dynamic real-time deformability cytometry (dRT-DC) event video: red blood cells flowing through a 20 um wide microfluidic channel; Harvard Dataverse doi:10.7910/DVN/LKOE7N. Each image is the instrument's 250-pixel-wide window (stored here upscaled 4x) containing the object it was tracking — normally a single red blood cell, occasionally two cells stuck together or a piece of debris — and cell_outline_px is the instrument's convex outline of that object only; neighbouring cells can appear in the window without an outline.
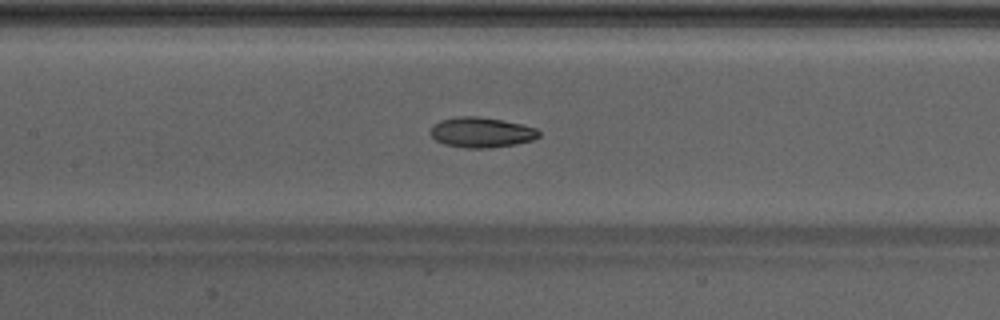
{"species": "Egyptian fruit bat (a non-hibernating species)", "species_latin": "Rousettus aegyptiacus", "temperature_condition": "warm", "stored_images_in_passage": 50, "camera_frame_rate_fps": 3000, "um_per_image_px": 0.085, "animal": {"sex": "male"}, "frame": {"image": 1, "passage_image": 24, "time_ms": 7.667, "image_size_px": [1000, 320], "cell_outline_px": [[540, 136], [532, 140], [516, 144], [488, 148], [464, 148], [444, 144], [436, 140], [428, 132], [432, 124], [440, 120], [456, 116], [480, 116], [520, 124], [536, 128], [540, 132]], "centroid_in_image_um": [40.87, 11.25], "position_along_channel_um": 166.5, "area_um2": 19.25}}
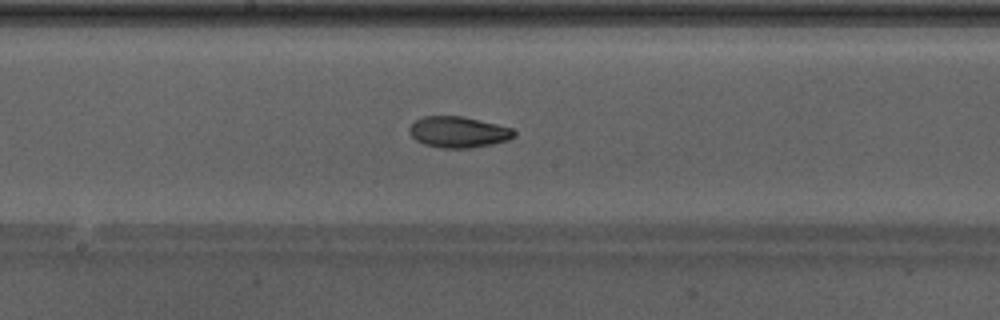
{"frame": {"image": 2, "passage_image": 27, "time_ms": 8.667, "image_size_px": [1000, 320], "cell_outline_px": [[516, 132], [508, 140], [492, 144], [468, 148], [440, 148], [424, 144], [416, 140], [408, 132], [408, 128], [416, 120], [424, 116], [464, 116], [512, 128]], "centroid_in_image_um": [38.93, 11.22], "position_along_channel_um": 209.3, "area_um2": 18.9}}
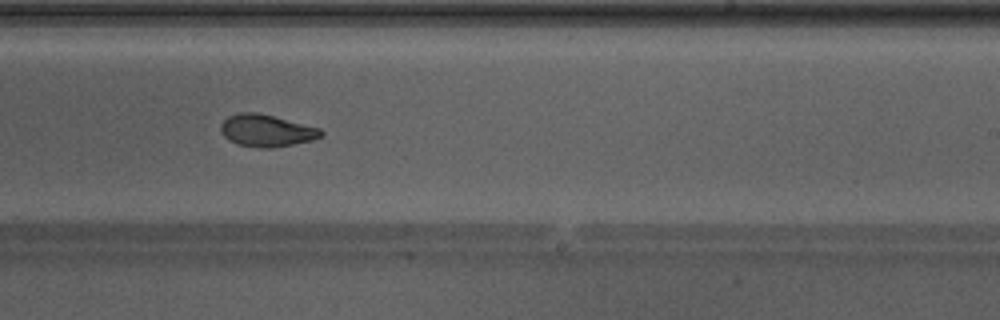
{"frame": {"image": 3, "passage_image": 31, "time_ms": 10.0, "image_size_px": [1000, 320], "cell_outline_px": [[324, 132], [320, 136], [312, 140], [272, 148], [260, 148], [240, 144], [228, 140], [220, 132], [220, 124], [228, 116], [240, 112], [256, 112], [320, 128]], "centroid_in_image_um": [22.61, 11.1], "position_along_channel_um": 266.4, "area_um2": 18.55}, "authors_computed_cell_mechanics": {"area_um2": 19.5364, "velocity_mm_per_s": 4.295, "shape_relaxation_time_tau1_ms": 5.2969, "shape_relaxation_time_tau2_ms": 3.4752, "deformation_change_tau1": 0.1801, "deformation_change_tau2": 0.0919}}